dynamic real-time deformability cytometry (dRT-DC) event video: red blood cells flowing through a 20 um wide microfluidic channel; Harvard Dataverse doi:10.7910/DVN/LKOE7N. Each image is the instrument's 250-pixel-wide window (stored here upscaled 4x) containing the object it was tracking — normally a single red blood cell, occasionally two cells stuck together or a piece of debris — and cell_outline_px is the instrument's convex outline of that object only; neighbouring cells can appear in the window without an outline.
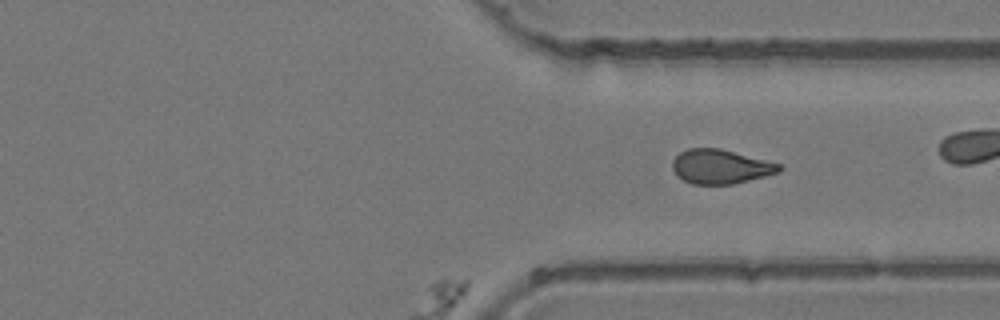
{"species": "common noctule bat (a hibernating species)", "species_latin": "Nyctalus noctula", "temperature_condition": "room temperature", "stored_images_in_passage": 38, "segment_of_instrument_passage": [2, 2], "camera_frame_rate_fps": 3000, "um_per_image_px": 0.085, "animal": {"sex": "female", "body_mass_g": 24.6, "forearm_length_mm": 56.2}, "frame": {"image": 1, "passage_image": 38, "time_ms": 12.333, "image_size_px": [1000, 320], "cell_outline_px": [[784, 168], [780, 172], [732, 184], [692, 184], [676, 176], [672, 168], [672, 160], [680, 152], [688, 148], [720, 148], [780, 164]], "centroid_in_image_um": [61.22, 14.16], "position_along_channel_um": 350.2, "area_um2": 21.27}}